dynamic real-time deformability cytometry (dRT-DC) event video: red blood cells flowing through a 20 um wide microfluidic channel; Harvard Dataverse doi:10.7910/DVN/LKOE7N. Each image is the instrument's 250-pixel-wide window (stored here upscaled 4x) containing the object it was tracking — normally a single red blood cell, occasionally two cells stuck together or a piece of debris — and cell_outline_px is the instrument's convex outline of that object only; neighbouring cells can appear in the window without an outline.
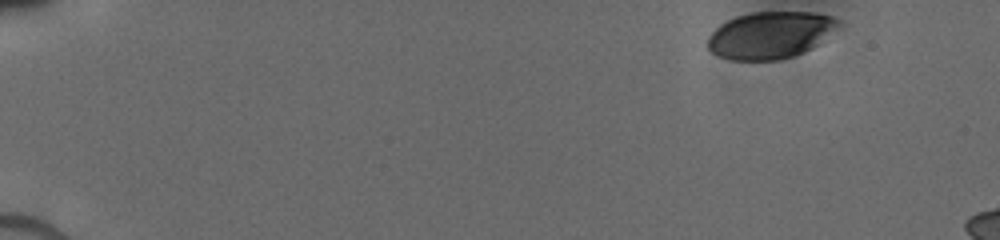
{"species": "human", "species_latin": "Homo sapiens", "temperature_condition": "cold", "stored_images_in_passage": 8, "camera_frame_rate_fps": 3000, "um_per_image_px": 0.085, "donor": {"sex": "male"}, "frame": {"image": 1, "passage_image": 1, "time_ms": 0.0, "image_size_px": [1000, 240], "cell_outline_px": [[840, 28], [812, 48], [804, 52], [780, 60], [732, 60], [720, 56], [712, 52], [708, 48], [708, 36], [720, 24], [736, 16], [752, 12], [816, 12], [832, 16], [840, 20]], "centroid_in_image_um": [65.52, 2.97], "position_along_channel_um": 19.5, "area_um2": 35.95}}